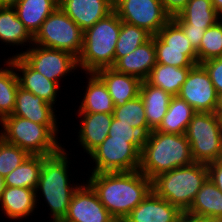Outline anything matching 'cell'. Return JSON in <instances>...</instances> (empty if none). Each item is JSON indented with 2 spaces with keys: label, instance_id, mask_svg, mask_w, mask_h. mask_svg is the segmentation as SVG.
<instances>
[{
  "label": "cell",
  "instance_id": "6da1fadb",
  "mask_svg": "<svg viewBox=\"0 0 222 222\" xmlns=\"http://www.w3.org/2000/svg\"><path fill=\"white\" fill-rule=\"evenodd\" d=\"M88 179L114 219H125L152 191V180L139 170L91 173Z\"/></svg>",
  "mask_w": 222,
  "mask_h": 222
},
{
  "label": "cell",
  "instance_id": "7a4b0ae2",
  "mask_svg": "<svg viewBox=\"0 0 222 222\" xmlns=\"http://www.w3.org/2000/svg\"><path fill=\"white\" fill-rule=\"evenodd\" d=\"M62 148L58 153L43 156V164L40 170L39 180L35 189L36 198L39 193H43L52 218L51 222L62 221L67 214L70 201L75 191L80 186L79 183L72 184L69 181V167L71 163L69 154ZM41 191V192H40ZM39 192V193H38Z\"/></svg>",
  "mask_w": 222,
  "mask_h": 222
},
{
  "label": "cell",
  "instance_id": "3957f363",
  "mask_svg": "<svg viewBox=\"0 0 222 222\" xmlns=\"http://www.w3.org/2000/svg\"><path fill=\"white\" fill-rule=\"evenodd\" d=\"M194 163L185 134H166L155 130L140 152L139 171L153 180L160 174Z\"/></svg>",
  "mask_w": 222,
  "mask_h": 222
},
{
  "label": "cell",
  "instance_id": "277c9868",
  "mask_svg": "<svg viewBox=\"0 0 222 222\" xmlns=\"http://www.w3.org/2000/svg\"><path fill=\"white\" fill-rule=\"evenodd\" d=\"M121 30V20L113 10L83 32L82 52L78 67L86 74L114 66L115 47Z\"/></svg>",
  "mask_w": 222,
  "mask_h": 222
},
{
  "label": "cell",
  "instance_id": "5b68a950",
  "mask_svg": "<svg viewBox=\"0 0 222 222\" xmlns=\"http://www.w3.org/2000/svg\"><path fill=\"white\" fill-rule=\"evenodd\" d=\"M207 178V164L194 162L158 175L152 180V190L182 212H187Z\"/></svg>",
  "mask_w": 222,
  "mask_h": 222
},
{
  "label": "cell",
  "instance_id": "8992f818",
  "mask_svg": "<svg viewBox=\"0 0 222 222\" xmlns=\"http://www.w3.org/2000/svg\"><path fill=\"white\" fill-rule=\"evenodd\" d=\"M0 124L4 129L1 130L0 137L29 155L50 156L63 148L58 143V126H45L14 115L3 118Z\"/></svg>",
  "mask_w": 222,
  "mask_h": 222
},
{
  "label": "cell",
  "instance_id": "52a82bcc",
  "mask_svg": "<svg viewBox=\"0 0 222 222\" xmlns=\"http://www.w3.org/2000/svg\"><path fill=\"white\" fill-rule=\"evenodd\" d=\"M194 162L222 160V119L215 112H197L186 130Z\"/></svg>",
  "mask_w": 222,
  "mask_h": 222
},
{
  "label": "cell",
  "instance_id": "ba28073f",
  "mask_svg": "<svg viewBox=\"0 0 222 222\" xmlns=\"http://www.w3.org/2000/svg\"><path fill=\"white\" fill-rule=\"evenodd\" d=\"M33 44L65 50L78 58L83 47V31L58 6L42 23Z\"/></svg>",
  "mask_w": 222,
  "mask_h": 222
},
{
  "label": "cell",
  "instance_id": "9c48e42d",
  "mask_svg": "<svg viewBox=\"0 0 222 222\" xmlns=\"http://www.w3.org/2000/svg\"><path fill=\"white\" fill-rule=\"evenodd\" d=\"M89 155L95 162L92 173L139 170L140 151L127 140L107 136Z\"/></svg>",
  "mask_w": 222,
  "mask_h": 222
},
{
  "label": "cell",
  "instance_id": "30bf717a",
  "mask_svg": "<svg viewBox=\"0 0 222 222\" xmlns=\"http://www.w3.org/2000/svg\"><path fill=\"white\" fill-rule=\"evenodd\" d=\"M16 56H20L32 69L58 84L61 78L78 70L77 57L65 50L32 44L25 52L16 53Z\"/></svg>",
  "mask_w": 222,
  "mask_h": 222
},
{
  "label": "cell",
  "instance_id": "8fae6325",
  "mask_svg": "<svg viewBox=\"0 0 222 222\" xmlns=\"http://www.w3.org/2000/svg\"><path fill=\"white\" fill-rule=\"evenodd\" d=\"M113 10L122 22L143 28L152 36L171 19L161 0H113Z\"/></svg>",
  "mask_w": 222,
  "mask_h": 222
},
{
  "label": "cell",
  "instance_id": "7c38bea8",
  "mask_svg": "<svg viewBox=\"0 0 222 222\" xmlns=\"http://www.w3.org/2000/svg\"><path fill=\"white\" fill-rule=\"evenodd\" d=\"M177 96L196 112H215L218 94L202 64H195L190 69Z\"/></svg>",
  "mask_w": 222,
  "mask_h": 222
},
{
  "label": "cell",
  "instance_id": "4fadbf2b",
  "mask_svg": "<svg viewBox=\"0 0 222 222\" xmlns=\"http://www.w3.org/2000/svg\"><path fill=\"white\" fill-rule=\"evenodd\" d=\"M114 220L97 194L86 182L75 191L66 216L61 222H111Z\"/></svg>",
  "mask_w": 222,
  "mask_h": 222
},
{
  "label": "cell",
  "instance_id": "5bb4252c",
  "mask_svg": "<svg viewBox=\"0 0 222 222\" xmlns=\"http://www.w3.org/2000/svg\"><path fill=\"white\" fill-rule=\"evenodd\" d=\"M58 4L83 32L113 11V0H59Z\"/></svg>",
  "mask_w": 222,
  "mask_h": 222
},
{
  "label": "cell",
  "instance_id": "9a60e30c",
  "mask_svg": "<svg viewBox=\"0 0 222 222\" xmlns=\"http://www.w3.org/2000/svg\"><path fill=\"white\" fill-rule=\"evenodd\" d=\"M8 60L13 64L15 70L20 72V74L17 73V76L21 88L32 92L53 106L55 105L60 84L32 69L20 56L12 55Z\"/></svg>",
  "mask_w": 222,
  "mask_h": 222
},
{
  "label": "cell",
  "instance_id": "2e32d148",
  "mask_svg": "<svg viewBox=\"0 0 222 222\" xmlns=\"http://www.w3.org/2000/svg\"><path fill=\"white\" fill-rule=\"evenodd\" d=\"M182 211L153 190L124 219L126 222H179Z\"/></svg>",
  "mask_w": 222,
  "mask_h": 222
},
{
  "label": "cell",
  "instance_id": "e0dca14e",
  "mask_svg": "<svg viewBox=\"0 0 222 222\" xmlns=\"http://www.w3.org/2000/svg\"><path fill=\"white\" fill-rule=\"evenodd\" d=\"M55 106L19 86L12 115L45 126H58Z\"/></svg>",
  "mask_w": 222,
  "mask_h": 222
},
{
  "label": "cell",
  "instance_id": "ac0fdd59",
  "mask_svg": "<svg viewBox=\"0 0 222 222\" xmlns=\"http://www.w3.org/2000/svg\"><path fill=\"white\" fill-rule=\"evenodd\" d=\"M156 65L154 35L134 51L121 57L112 68L120 73L132 75L145 81L151 69Z\"/></svg>",
  "mask_w": 222,
  "mask_h": 222
},
{
  "label": "cell",
  "instance_id": "d6986e66",
  "mask_svg": "<svg viewBox=\"0 0 222 222\" xmlns=\"http://www.w3.org/2000/svg\"><path fill=\"white\" fill-rule=\"evenodd\" d=\"M95 74L106 85L114 106H122L139 96L142 81L135 76L120 73L112 67L100 69Z\"/></svg>",
  "mask_w": 222,
  "mask_h": 222
},
{
  "label": "cell",
  "instance_id": "ffe728a7",
  "mask_svg": "<svg viewBox=\"0 0 222 222\" xmlns=\"http://www.w3.org/2000/svg\"><path fill=\"white\" fill-rule=\"evenodd\" d=\"M81 118L78 139L87 154H90L108 136L113 120V114L107 113H78Z\"/></svg>",
  "mask_w": 222,
  "mask_h": 222
},
{
  "label": "cell",
  "instance_id": "44dd1931",
  "mask_svg": "<svg viewBox=\"0 0 222 222\" xmlns=\"http://www.w3.org/2000/svg\"><path fill=\"white\" fill-rule=\"evenodd\" d=\"M37 201L33 189L6 186L0 198V208L7 218L19 220L32 214L39 203Z\"/></svg>",
  "mask_w": 222,
  "mask_h": 222
},
{
  "label": "cell",
  "instance_id": "7402d4cb",
  "mask_svg": "<svg viewBox=\"0 0 222 222\" xmlns=\"http://www.w3.org/2000/svg\"><path fill=\"white\" fill-rule=\"evenodd\" d=\"M144 107L148 126L155 130L167 113L171 98L170 93L163 89L142 81L139 90Z\"/></svg>",
  "mask_w": 222,
  "mask_h": 222
},
{
  "label": "cell",
  "instance_id": "603a6c76",
  "mask_svg": "<svg viewBox=\"0 0 222 222\" xmlns=\"http://www.w3.org/2000/svg\"><path fill=\"white\" fill-rule=\"evenodd\" d=\"M58 3L59 0H20L14 8L17 17L34 37Z\"/></svg>",
  "mask_w": 222,
  "mask_h": 222
},
{
  "label": "cell",
  "instance_id": "cb8c5ba5",
  "mask_svg": "<svg viewBox=\"0 0 222 222\" xmlns=\"http://www.w3.org/2000/svg\"><path fill=\"white\" fill-rule=\"evenodd\" d=\"M90 76L86 85L85 93L80 102L77 113H114V103L104 82L95 74L88 73Z\"/></svg>",
  "mask_w": 222,
  "mask_h": 222
},
{
  "label": "cell",
  "instance_id": "d4e9b609",
  "mask_svg": "<svg viewBox=\"0 0 222 222\" xmlns=\"http://www.w3.org/2000/svg\"><path fill=\"white\" fill-rule=\"evenodd\" d=\"M171 18L177 24L209 28L220 21V14L214 9L211 0H189L185 7Z\"/></svg>",
  "mask_w": 222,
  "mask_h": 222
},
{
  "label": "cell",
  "instance_id": "484cf974",
  "mask_svg": "<svg viewBox=\"0 0 222 222\" xmlns=\"http://www.w3.org/2000/svg\"><path fill=\"white\" fill-rule=\"evenodd\" d=\"M196 113L185 100L173 96L166 115L155 131L166 134H185L188 124Z\"/></svg>",
  "mask_w": 222,
  "mask_h": 222
},
{
  "label": "cell",
  "instance_id": "4316f807",
  "mask_svg": "<svg viewBox=\"0 0 222 222\" xmlns=\"http://www.w3.org/2000/svg\"><path fill=\"white\" fill-rule=\"evenodd\" d=\"M191 68L156 63L145 81L177 96Z\"/></svg>",
  "mask_w": 222,
  "mask_h": 222
},
{
  "label": "cell",
  "instance_id": "83f0119b",
  "mask_svg": "<svg viewBox=\"0 0 222 222\" xmlns=\"http://www.w3.org/2000/svg\"><path fill=\"white\" fill-rule=\"evenodd\" d=\"M0 41L12 46L33 44V36L17 17L14 7L0 6Z\"/></svg>",
  "mask_w": 222,
  "mask_h": 222
},
{
  "label": "cell",
  "instance_id": "f1b7e54d",
  "mask_svg": "<svg viewBox=\"0 0 222 222\" xmlns=\"http://www.w3.org/2000/svg\"><path fill=\"white\" fill-rule=\"evenodd\" d=\"M187 212L222 220V193L209 178L203 183Z\"/></svg>",
  "mask_w": 222,
  "mask_h": 222
},
{
  "label": "cell",
  "instance_id": "f546056e",
  "mask_svg": "<svg viewBox=\"0 0 222 222\" xmlns=\"http://www.w3.org/2000/svg\"><path fill=\"white\" fill-rule=\"evenodd\" d=\"M42 164L43 156L30 155L16 169L5 176V185L35 190Z\"/></svg>",
  "mask_w": 222,
  "mask_h": 222
},
{
  "label": "cell",
  "instance_id": "4dcf8cb0",
  "mask_svg": "<svg viewBox=\"0 0 222 222\" xmlns=\"http://www.w3.org/2000/svg\"><path fill=\"white\" fill-rule=\"evenodd\" d=\"M5 68L0 67V121L12 115L15 108L19 80L13 64L7 59ZM8 67V68H7Z\"/></svg>",
  "mask_w": 222,
  "mask_h": 222
},
{
  "label": "cell",
  "instance_id": "1f68e13d",
  "mask_svg": "<svg viewBox=\"0 0 222 222\" xmlns=\"http://www.w3.org/2000/svg\"><path fill=\"white\" fill-rule=\"evenodd\" d=\"M151 37L152 35L145 29L121 21V30L115 47L114 64Z\"/></svg>",
  "mask_w": 222,
  "mask_h": 222
},
{
  "label": "cell",
  "instance_id": "d6a6232c",
  "mask_svg": "<svg viewBox=\"0 0 222 222\" xmlns=\"http://www.w3.org/2000/svg\"><path fill=\"white\" fill-rule=\"evenodd\" d=\"M154 45L156 48V63L176 67H193L198 64L196 50L165 49V43L157 35H154Z\"/></svg>",
  "mask_w": 222,
  "mask_h": 222
},
{
  "label": "cell",
  "instance_id": "836d02e7",
  "mask_svg": "<svg viewBox=\"0 0 222 222\" xmlns=\"http://www.w3.org/2000/svg\"><path fill=\"white\" fill-rule=\"evenodd\" d=\"M151 132L152 129L149 126L133 128L130 124L120 123L113 117L108 136L112 137V139L127 140L141 152Z\"/></svg>",
  "mask_w": 222,
  "mask_h": 222
},
{
  "label": "cell",
  "instance_id": "e575fe53",
  "mask_svg": "<svg viewBox=\"0 0 222 222\" xmlns=\"http://www.w3.org/2000/svg\"><path fill=\"white\" fill-rule=\"evenodd\" d=\"M198 64L212 59L222 57V22L218 21L215 25L206 29L197 50Z\"/></svg>",
  "mask_w": 222,
  "mask_h": 222
},
{
  "label": "cell",
  "instance_id": "d590c367",
  "mask_svg": "<svg viewBox=\"0 0 222 222\" xmlns=\"http://www.w3.org/2000/svg\"><path fill=\"white\" fill-rule=\"evenodd\" d=\"M113 116L120 123L130 124L133 128L148 126L144 103L140 96L127 101L122 106H114Z\"/></svg>",
  "mask_w": 222,
  "mask_h": 222
},
{
  "label": "cell",
  "instance_id": "8d00e7d4",
  "mask_svg": "<svg viewBox=\"0 0 222 222\" xmlns=\"http://www.w3.org/2000/svg\"><path fill=\"white\" fill-rule=\"evenodd\" d=\"M156 35L165 43V49L195 50L182 28L172 18Z\"/></svg>",
  "mask_w": 222,
  "mask_h": 222
},
{
  "label": "cell",
  "instance_id": "74e56055",
  "mask_svg": "<svg viewBox=\"0 0 222 222\" xmlns=\"http://www.w3.org/2000/svg\"><path fill=\"white\" fill-rule=\"evenodd\" d=\"M30 155L20 147L7 143L0 137V175L10 174Z\"/></svg>",
  "mask_w": 222,
  "mask_h": 222
},
{
  "label": "cell",
  "instance_id": "f35d334b",
  "mask_svg": "<svg viewBox=\"0 0 222 222\" xmlns=\"http://www.w3.org/2000/svg\"><path fill=\"white\" fill-rule=\"evenodd\" d=\"M209 73L217 94L222 93V57L212 58L201 63Z\"/></svg>",
  "mask_w": 222,
  "mask_h": 222
},
{
  "label": "cell",
  "instance_id": "ab89813d",
  "mask_svg": "<svg viewBox=\"0 0 222 222\" xmlns=\"http://www.w3.org/2000/svg\"><path fill=\"white\" fill-rule=\"evenodd\" d=\"M189 39L193 48L197 51L200 47L201 40L207 28L193 27L191 24H178Z\"/></svg>",
  "mask_w": 222,
  "mask_h": 222
},
{
  "label": "cell",
  "instance_id": "60d3db41",
  "mask_svg": "<svg viewBox=\"0 0 222 222\" xmlns=\"http://www.w3.org/2000/svg\"><path fill=\"white\" fill-rule=\"evenodd\" d=\"M208 178L222 193V160L207 164Z\"/></svg>",
  "mask_w": 222,
  "mask_h": 222
},
{
  "label": "cell",
  "instance_id": "b9f144b4",
  "mask_svg": "<svg viewBox=\"0 0 222 222\" xmlns=\"http://www.w3.org/2000/svg\"><path fill=\"white\" fill-rule=\"evenodd\" d=\"M189 0H161L164 10L171 16L177 15Z\"/></svg>",
  "mask_w": 222,
  "mask_h": 222
},
{
  "label": "cell",
  "instance_id": "7bdbcfd3",
  "mask_svg": "<svg viewBox=\"0 0 222 222\" xmlns=\"http://www.w3.org/2000/svg\"><path fill=\"white\" fill-rule=\"evenodd\" d=\"M179 222H222V220L209 217H200L192 215L188 212H183Z\"/></svg>",
  "mask_w": 222,
  "mask_h": 222
},
{
  "label": "cell",
  "instance_id": "ee69618b",
  "mask_svg": "<svg viewBox=\"0 0 222 222\" xmlns=\"http://www.w3.org/2000/svg\"><path fill=\"white\" fill-rule=\"evenodd\" d=\"M215 113L222 119V93L218 94Z\"/></svg>",
  "mask_w": 222,
  "mask_h": 222
},
{
  "label": "cell",
  "instance_id": "f6af8a7d",
  "mask_svg": "<svg viewBox=\"0 0 222 222\" xmlns=\"http://www.w3.org/2000/svg\"><path fill=\"white\" fill-rule=\"evenodd\" d=\"M214 9L221 15L222 14V0H211Z\"/></svg>",
  "mask_w": 222,
  "mask_h": 222
},
{
  "label": "cell",
  "instance_id": "bcb514c9",
  "mask_svg": "<svg viewBox=\"0 0 222 222\" xmlns=\"http://www.w3.org/2000/svg\"><path fill=\"white\" fill-rule=\"evenodd\" d=\"M20 0H0V6L14 7Z\"/></svg>",
  "mask_w": 222,
  "mask_h": 222
},
{
  "label": "cell",
  "instance_id": "7dc6e473",
  "mask_svg": "<svg viewBox=\"0 0 222 222\" xmlns=\"http://www.w3.org/2000/svg\"><path fill=\"white\" fill-rule=\"evenodd\" d=\"M5 177H3L2 175H0V198L2 196L3 191L5 190Z\"/></svg>",
  "mask_w": 222,
  "mask_h": 222
},
{
  "label": "cell",
  "instance_id": "c3c4849f",
  "mask_svg": "<svg viewBox=\"0 0 222 222\" xmlns=\"http://www.w3.org/2000/svg\"><path fill=\"white\" fill-rule=\"evenodd\" d=\"M111 222H126L124 219H114Z\"/></svg>",
  "mask_w": 222,
  "mask_h": 222
}]
</instances>
